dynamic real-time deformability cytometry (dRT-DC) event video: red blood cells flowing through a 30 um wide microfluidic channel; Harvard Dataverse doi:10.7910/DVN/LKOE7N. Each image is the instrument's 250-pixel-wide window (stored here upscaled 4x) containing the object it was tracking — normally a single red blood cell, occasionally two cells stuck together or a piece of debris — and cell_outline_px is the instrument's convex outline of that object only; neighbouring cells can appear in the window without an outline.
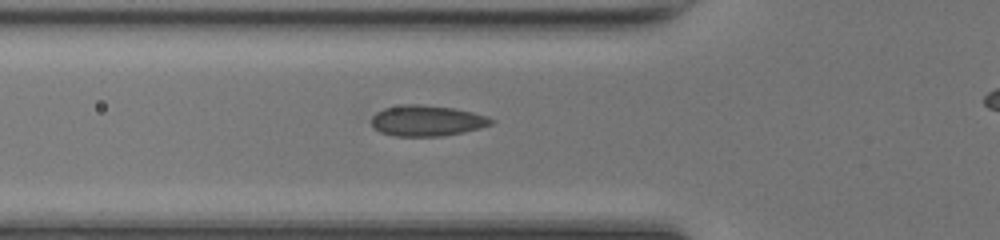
{"species": "common noctule bat (a hibernating species)", "species_latin": "Nyctalus noctula", "temperature_condition": "room temperature", "stored_images_in_passage": 27, "camera_frame_rate_fps": 3000, "um_per_image_px": 0.085, "animal": {"sex": "female", "body_mass_g": 17.0, "forearm_length_mm": 48.0}, "frame": {"image": 1, "passage_image": 2, "time_ms": 0.333, "image_size_px": [1000, 240], "cell_outline_px": [[496, 120], [492, 124], [480, 128], [464, 132], [444, 136], [396, 136], [380, 132], [372, 128], [372, 116], [376, 112], [384, 108], [404, 104], [420, 104], [456, 108], [488, 116]], "centroid_in_image_um": [36.3, 10.26], "position_along_channel_um": 89.5, "area_um2": 21.73}}
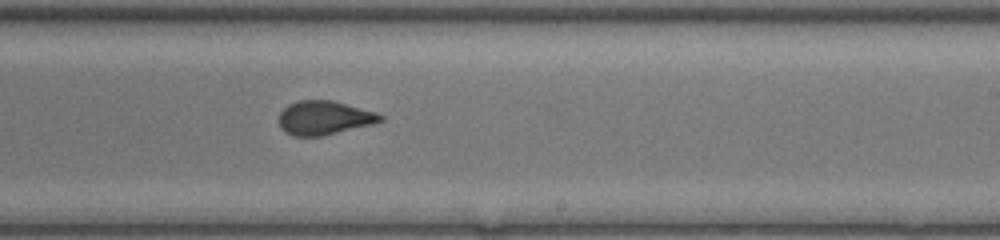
{"frame": {"image": 2, "passage_image": 14, "time_ms": 4.333, "image_size_px": [1000, 240], "cell_outline_px": [[384, 120], [372, 124], [320, 136], [292, 136], [284, 132], [280, 128], [280, 112], [288, 104], [296, 100], [332, 100], [376, 112], [384, 116]], "centroid_in_image_um": [27.54, 10.01], "position_along_channel_um": 261.5, "area_um2": 20.0}}
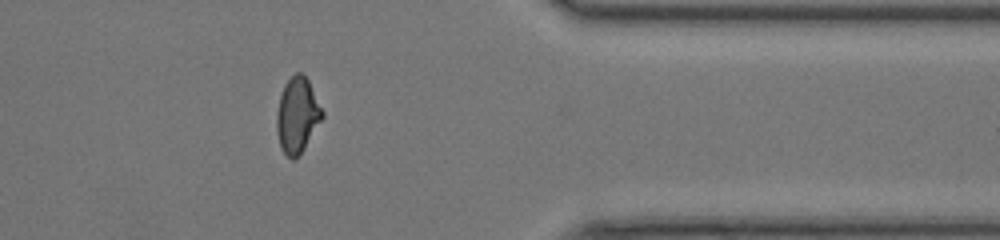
{"frame": {"image": 3, "passage_image": 24, "time_ms": 7.667, "image_size_px": [1000, 240], "cell_outline_px": [[324, 116], [304, 148], [292, 160], [280, 148], [276, 132], [276, 112], [280, 96], [284, 84], [296, 72], [300, 72], [308, 80], [324, 112]], "centroid_in_image_um": [25.25, 9.78], "position_along_channel_um": 386.1, "area_um2": 19.88}}